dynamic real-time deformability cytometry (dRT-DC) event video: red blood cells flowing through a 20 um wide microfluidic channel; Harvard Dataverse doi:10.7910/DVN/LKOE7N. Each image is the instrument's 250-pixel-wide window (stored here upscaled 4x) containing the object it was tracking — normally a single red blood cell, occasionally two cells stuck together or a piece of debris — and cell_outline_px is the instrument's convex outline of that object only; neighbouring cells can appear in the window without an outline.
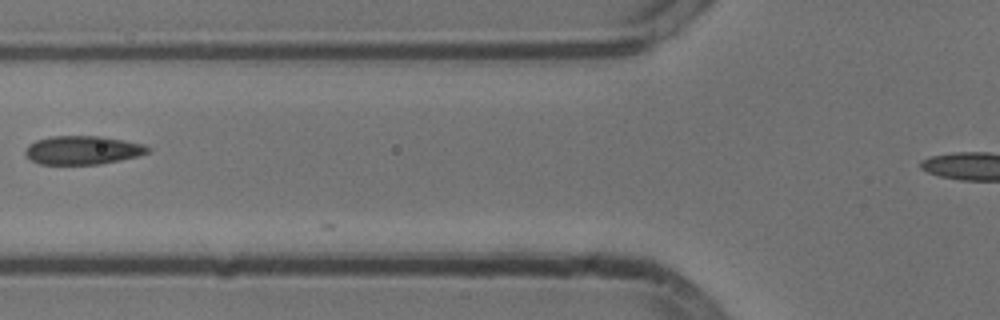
{"species": "common noctule bat (a hibernating species)", "species_latin": "Nyctalus noctula", "temperature_condition": "cold", "stored_images_in_passage": 14, "camera_frame_rate_fps": 3000, "um_per_image_px": 0.085, "animal": {"sex": "male", "body_mass_g": 13.3}, "frame": {"image": 1, "passage_image": 10, "time_ms": 3.0, "image_size_px": [1000, 320], "cell_outline_px": [[152, 148], [148, 152], [136, 156], [120, 160], [100, 164], [40, 164], [32, 160], [24, 152], [28, 144], [36, 140], [52, 136], [100, 136], [124, 140], [144, 144]], "centroid_in_image_um": [7.03, 12.75], "position_along_channel_um": 118.8, "area_um2": 20.35}}
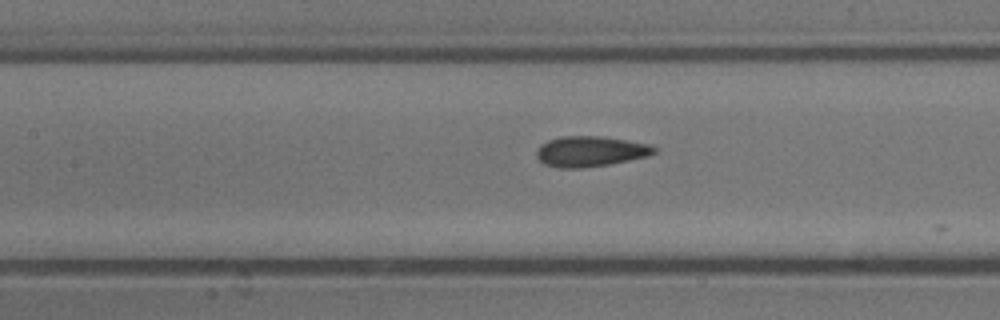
{"frame": {"image": 2, "passage_image": 13, "time_ms": 4.0, "image_size_px": [1000, 320], "cell_outline_px": [[660, 148], [656, 152], [648, 156], [608, 164], [580, 168], [556, 168], [544, 164], [536, 156], [536, 152], [540, 144], [548, 140], [560, 136], [600, 136], [652, 144]], "centroid_in_image_um": [50.19, 12.86], "position_along_channel_um": 157.2, "area_um2": 21.04}}